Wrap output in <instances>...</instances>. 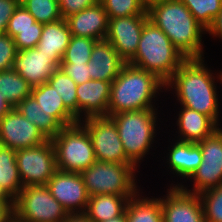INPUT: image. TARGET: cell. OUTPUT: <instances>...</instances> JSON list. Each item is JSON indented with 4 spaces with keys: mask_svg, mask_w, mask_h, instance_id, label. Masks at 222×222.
<instances>
[{
    "mask_svg": "<svg viewBox=\"0 0 222 222\" xmlns=\"http://www.w3.org/2000/svg\"><path fill=\"white\" fill-rule=\"evenodd\" d=\"M204 64V58L187 59L165 83V89H175L183 107L209 116L218 126L219 102L215 76Z\"/></svg>",
    "mask_w": 222,
    "mask_h": 222,
    "instance_id": "1",
    "label": "cell"
},
{
    "mask_svg": "<svg viewBox=\"0 0 222 222\" xmlns=\"http://www.w3.org/2000/svg\"><path fill=\"white\" fill-rule=\"evenodd\" d=\"M147 13L149 20L169 37L187 59L204 58L201 42L202 34L207 30L180 0H160L151 4Z\"/></svg>",
    "mask_w": 222,
    "mask_h": 222,
    "instance_id": "2",
    "label": "cell"
},
{
    "mask_svg": "<svg viewBox=\"0 0 222 222\" xmlns=\"http://www.w3.org/2000/svg\"><path fill=\"white\" fill-rule=\"evenodd\" d=\"M163 87L165 83L154 73L126 63L111 83L107 116L154 108L153 98Z\"/></svg>",
    "mask_w": 222,
    "mask_h": 222,
    "instance_id": "3",
    "label": "cell"
},
{
    "mask_svg": "<svg viewBox=\"0 0 222 222\" xmlns=\"http://www.w3.org/2000/svg\"><path fill=\"white\" fill-rule=\"evenodd\" d=\"M186 60L169 37L148 19L142 29L136 54L127 63L154 73L166 83Z\"/></svg>",
    "mask_w": 222,
    "mask_h": 222,
    "instance_id": "4",
    "label": "cell"
},
{
    "mask_svg": "<svg viewBox=\"0 0 222 222\" xmlns=\"http://www.w3.org/2000/svg\"><path fill=\"white\" fill-rule=\"evenodd\" d=\"M156 110V112H155ZM157 109L120 112L109 117L115 122L128 160L137 168L154 142Z\"/></svg>",
    "mask_w": 222,
    "mask_h": 222,
    "instance_id": "5",
    "label": "cell"
},
{
    "mask_svg": "<svg viewBox=\"0 0 222 222\" xmlns=\"http://www.w3.org/2000/svg\"><path fill=\"white\" fill-rule=\"evenodd\" d=\"M133 164L95 161L86 170L81 171L89 196L114 194L117 196H135L138 191L135 182Z\"/></svg>",
    "mask_w": 222,
    "mask_h": 222,
    "instance_id": "6",
    "label": "cell"
},
{
    "mask_svg": "<svg viewBox=\"0 0 222 222\" xmlns=\"http://www.w3.org/2000/svg\"><path fill=\"white\" fill-rule=\"evenodd\" d=\"M51 142L57 170L80 173L96 161L90 135L79 122L63 127Z\"/></svg>",
    "mask_w": 222,
    "mask_h": 222,
    "instance_id": "7",
    "label": "cell"
},
{
    "mask_svg": "<svg viewBox=\"0 0 222 222\" xmlns=\"http://www.w3.org/2000/svg\"><path fill=\"white\" fill-rule=\"evenodd\" d=\"M13 210L23 222H63L68 215L47 185L24 186L13 200Z\"/></svg>",
    "mask_w": 222,
    "mask_h": 222,
    "instance_id": "8",
    "label": "cell"
},
{
    "mask_svg": "<svg viewBox=\"0 0 222 222\" xmlns=\"http://www.w3.org/2000/svg\"><path fill=\"white\" fill-rule=\"evenodd\" d=\"M197 144L201 148L202 162L190 177L191 180L193 178V189H187L180 183L173 185L192 194H199L222 184V129H216Z\"/></svg>",
    "mask_w": 222,
    "mask_h": 222,
    "instance_id": "9",
    "label": "cell"
},
{
    "mask_svg": "<svg viewBox=\"0 0 222 222\" xmlns=\"http://www.w3.org/2000/svg\"><path fill=\"white\" fill-rule=\"evenodd\" d=\"M16 162L22 185H47L57 171L56 155L50 139L31 148L16 150Z\"/></svg>",
    "mask_w": 222,
    "mask_h": 222,
    "instance_id": "10",
    "label": "cell"
},
{
    "mask_svg": "<svg viewBox=\"0 0 222 222\" xmlns=\"http://www.w3.org/2000/svg\"><path fill=\"white\" fill-rule=\"evenodd\" d=\"M79 123L90 135L97 161L132 164L125 154L116 124L109 116L89 117Z\"/></svg>",
    "mask_w": 222,
    "mask_h": 222,
    "instance_id": "11",
    "label": "cell"
},
{
    "mask_svg": "<svg viewBox=\"0 0 222 222\" xmlns=\"http://www.w3.org/2000/svg\"><path fill=\"white\" fill-rule=\"evenodd\" d=\"M48 139L32 123L12 107L0 119V145L14 150L38 146Z\"/></svg>",
    "mask_w": 222,
    "mask_h": 222,
    "instance_id": "12",
    "label": "cell"
},
{
    "mask_svg": "<svg viewBox=\"0 0 222 222\" xmlns=\"http://www.w3.org/2000/svg\"><path fill=\"white\" fill-rule=\"evenodd\" d=\"M47 186L51 195L68 213L86 211L89 195L80 173L57 170L48 180Z\"/></svg>",
    "mask_w": 222,
    "mask_h": 222,
    "instance_id": "13",
    "label": "cell"
},
{
    "mask_svg": "<svg viewBox=\"0 0 222 222\" xmlns=\"http://www.w3.org/2000/svg\"><path fill=\"white\" fill-rule=\"evenodd\" d=\"M148 15L110 18L106 40L127 63L138 49L141 32Z\"/></svg>",
    "mask_w": 222,
    "mask_h": 222,
    "instance_id": "14",
    "label": "cell"
},
{
    "mask_svg": "<svg viewBox=\"0 0 222 222\" xmlns=\"http://www.w3.org/2000/svg\"><path fill=\"white\" fill-rule=\"evenodd\" d=\"M161 198L164 222H205L203 207L198 194L185 192L181 187L167 189Z\"/></svg>",
    "mask_w": 222,
    "mask_h": 222,
    "instance_id": "15",
    "label": "cell"
},
{
    "mask_svg": "<svg viewBox=\"0 0 222 222\" xmlns=\"http://www.w3.org/2000/svg\"><path fill=\"white\" fill-rule=\"evenodd\" d=\"M59 65L36 48L17 51L12 69L33 88L46 83Z\"/></svg>",
    "mask_w": 222,
    "mask_h": 222,
    "instance_id": "16",
    "label": "cell"
},
{
    "mask_svg": "<svg viewBox=\"0 0 222 222\" xmlns=\"http://www.w3.org/2000/svg\"><path fill=\"white\" fill-rule=\"evenodd\" d=\"M110 91L111 82L103 80H89L78 84L77 120L81 121V119L89 117L107 116Z\"/></svg>",
    "mask_w": 222,
    "mask_h": 222,
    "instance_id": "17",
    "label": "cell"
},
{
    "mask_svg": "<svg viewBox=\"0 0 222 222\" xmlns=\"http://www.w3.org/2000/svg\"><path fill=\"white\" fill-rule=\"evenodd\" d=\"M72 36L106 39L109 18L101 2L65 18Z\"/></svg>",
    "mask_w": 222,
    "mask_h": 222,
    "instance_id": "18",
    "label": "cell"
},
{
    "mask_svg": "<svg viewBox=\"0 0 222 222\" xmlns=\"http://www.w3.org/2000/svg\"><path fill=\"white\" fill-rule=\"evenodd\" d=\"M126 62L119 56L112 44L98 40L93 46L89 66L91 80L113 82L121 72Z\"/></svg>",
    "mask_w": 222,
    "mask_h": 222,
    "instance_id": "19",
    "label": "cell"
},
{
    "mask_svg": "<svg viewBox=\"0 0 222 222\" xmlns=\"http://www.w3.org/2000/svg\"><path fill=\"white\" fill-rule=\"evenodd\" d=\"M179 112L177 126L180 141L197 143L219 128L209 116L203 113L183 106Z\"/></svg>",
    "mask_w": 222,
    "mask_h": 222,
    "instance_id": "20",
    "label": "cell"
},
{
    "mask_svg": "<svg viewBox=\"0 0 222 222\" xmlns=\"http://www.w3.org/2000/svg\"><path fill=\"white\" fill-rule=\"evenodd\" d=\"M71 37L72 34L67 22L62 18L56 22L43 24L42 34L35 48L39 52L50 56L60 65Z\"/></svg>",
    "mask_w": 222,
    "mask_h": 222,
    "instance_id": "21",
    "label": "cell"
},
{
    "mask_svg": "<svg viewBox=\"0 0 222 222\" xmlns=\"http://www.w3.org/2000/svg\"><path fill=\"white\" fill-rule=\"evenodd\" d=\"M172 148L169 149L168 168L179 177L189 179L202 162L200 146L195 142L175 140Z\"/></svg>",
    "mask_w": 222,
    "mask_h": 222,
    "instance_id": "22",
    "label": "cell"
},
{
    "mask_svg": "<svg viewBox=\"0 0 222 222\" xmlns=\"http://www.w3.org/2000/svg\"><path fill=\"white\" fill-rule=\"evenodd\" d=\"M41 108L62 127L78 123L76 117L65 107L62 98L48 82L32 88L31 94Z\"/></svg>",
    "mask_w": 222,
    "mask_h": 222,
    "instance_id": "23",
    "label": "cell"
},
{
    "mask_svg": "<svg viewBox=\"0 0 222 222\" xmlns=\"http://www.w3.org/2000/svg\"><path fill=\"white\" fill-rule=\"evenodd\" d=\"M133 196H117L103 194L89 196L85 213L92 222H103L121 215L126 208L128 200Z\"/></svg>",
    "mask_w": 222,
    "mask_h": 222,
    "instance_id": "24",
    "label": "cell"
},
{
    "mask_svg": "<svg viewBox=\"0 0 222 222\" xmlns=\"http://www.w3.org/2000/svg\"><path fill=\"white\" fill-rule=\"evenodd\" d=\"M26 120L34 124L47 139L54 138L63 128L51 115H48L31 95L15 106Z\"/></svg>",
    "mask_w": 222,
    "mask_h": 222,
    "instance_id": "25",
    "label": "cell"
},
{
    "mask_svg": "<svg viewBox=\"0 0 222 222\" xmlns=\"http://www.w3.org/2000/svg\"><path fill=\"white\" fill-rule=\"evenodd\" d=\"M0 187L14 200L23 188L16 162V150L0 145Z\"/></svg>",
    "mask_w": 222,
    "mask_h": 222,
    "instance_id": "26",
    "label": "cell"
},
{
    "mask_svg": "<svg viewBox=\"0 0 222 222\" xmlns=\"http://www.w3.org/2000/svg\"><path fill=\"white\" fill-rule=\"evenodd\" d=\"M139 195L138 192L127 202V222H164L161 198H143Z\"/></svg>",
    "mask_w": 222,
    "mask_h": 222,
    "instance_id": "27",
    "label": "cell"
},
{
    "mask_svg": "<svg viewBox=\"0 0 222 222\" xmlns=\"http://www.w3.org/2000/svg\"><path fill=\"white\" fill-rule=\"evenodd\" d=\"M0 93L15 107L26 97L31 96L32 87L13 69L0 71Z\"/></svg>",
    "mask_w": 222,
    "mask_h": 222,
    "instance_id": "28",
    "label": "cell"
},
{
    "mask_svg": "<svg viewBox=\"0 0 222 222\" xmlns=\"http://www.w3.org/2000/svg\"><path fill=\"white\" fill-rule=\"evenodd\" d=\"M62 98L65 107L77 119V84L58 68L47 81Z\"/></svg>",
    "mask_w": 222,
    "mask_h": 222,
    "instance_id": "29",
    "label": "cell"
},
{
    "mask_svg": "<svg viewBox=\"0 0 222 222\" xmlns=\"http://www.w3.org/2000/svg\"><path fill=\"white\" fill-rule=\"evenodd\" d=\"M207 31L222 9V0H180Z\"/></svg>",
    "mask_w": 222,
    "mask_h": 222,
    "instance_id": "30",
    "label": "cell"
},
{
    "mask_svg": "<svg viewBox=\"0 0 222 222\" xmlns=\"http://www.w3.org/2000/svg\"><path fill=\"white\" fill-rule=\"evenodd\" d=\"M22 5L41 24L62 19L59 0H26Z\"/></svg>",
    "mask_w": 222,
    "mask_h": 222,
    "instance_id": "31",
    "label": "cell"
},
{
    "mask_svg": "<svg viewBox=\"0 0 222 222\" xmlns=\"http://www.w3.org/2000/svg\"><path fill=\"white\" fill-rule=\"evenodd\" d=\"M97 40L72 36L61 63L86 64L90 61L93 46Z\"/></svg>",
    "mask_w": 222,
    "mask_h": 222,
    "instance_id": "32",
    "label": "cell"
},
{
    "mask_svg": "<svg viewBox=\"0 0 222 222\" xmlns=\"http://www.w3.org/2000/svg\"><path fill=\"white\" fill-rule=\"evenodd\" d=\"M108 18L148 15L147 8L140 0H100Z\"/></svg>",
    "mask_w": 222,
    "mask_h": 222,
    "instance_id": "33",
    "label": "cell"
},
{
    "mask_svg": "<svg viewBox=\"0 0 222 222\" xmlns=\"http://www.w3.org/2000/svg\"><path fill=\"white\" fill-rule=\"evenodd\" d=\"M205 222H222V184L198 194Z\"/></svg>",
    "mask_w": 222,
    "mask_h": 222,
    "instance_id": "34",
    "label": "cell"
},
{
    "mask_svg": "<svg viewBox=\"0 0 222 222\" xmlns=\"http://www.w3.org/2000/svg\"><path fill=\"white\" fill-rule=\"evenodd\" d=\"M43 30V24L36 22V28L6 29L9 36L14 38L17 51L35 48L38 45Z\"/></svg>",
    "mask_w": 222,
    "mask_h": 222,
    "instance_id": "35",
    "label": "cell"
},
{
    "mask_svg": "<svg viewBox=\"0 0 222 222\" xmlns=\"http://www.w3.org/2000/svg\"><path fill=\"white\" fill-rule=\"evenodd\" d=\"M16 53L14 38L7 33L0 34V71L12 69Z\"/></svg>",
    "mask_w": 222,
    "mask_h": 222,
    "instance_id": "36",
    "label": "cell"
},
{
    "mask_svg": "<svg viewBox=\"0 0 222 222\" xmlns=\"http://www.w3.org/2000/svg\"><path fill=\"white\" fill-rule=\"evenodd\" d=\"M26 28H36V20L23 5H19L9 19L7 29Z\"/></svg>",
    "mask_w": 222,
    "mask_h": 222,
    "instance_id": "37",
    "label": "cell"
},
{
    "mask_svg": "<svg viewBox=\"0 0 222 222\" xmlns=\"http://www.w3.org/2000/svg\"><path fill=\"white\" fill-rule=\"evenodd\" d=\"M59 68L77 85L91 80L89 66L86 64L60 63Z\"/></svg>",
    "mask_w": 222,
    "mask_h": 222,
    "instance_id": "38",
    "label": "cell"
},
{
    "mask_svg": "<svg viewBox=\"0 0 222 222\" xmlns=\"http://www.w3.org/2000/svg\"><path fill=\"white\" fill-rule=\"evenodd\" d=\"M100 0H59L60 13L63 19L96 5Z\"/></svg>",
    "mask_w": 222,
    "mask_h": 222,
    "instance_id": "39",
    "label": "cell"
},
{
    "mask_svg": "<svg viewBox=\"0 0 222 222\" xmlns=\"http://www.w3.org/2000/svg\"><path fill=\"white\" fill-rule=\"evenodd\" d=\"M19 6L16 0H0V34L6 32L9 19Z\"/></svg>",
    "mask_w": 222,
    "mask_h": 222,
    "instance_id": "40",
    "label": "cell"
},
{
    "mask_svg": "<svg viewBox=\"0 0 222 222\" xmlns=\"http://www.w3.org/2000/svg\"><path fill=\"white\" fill-rule=\"evenodd\" d=\"M13 215V200L11 198H0V222H7Z\"/></svg>",
    "mask_w": 222,
    "mask_h": 222,
    "instance_id": "41",
    "label": "cell"
},
{
    "mask_svg": "<svg viewBox=\"0 0 222 222\" xmlns=\"http://www.w3.org/2000/svg\"><path fill=\"white\" fill-rule=\"evenodd\" d=\"M207 32L222 39V9Z\"/></svg>",
    "mask_w": 222,
    "mask_h": 222,
    "instance_id": "42",
    "label": "cell"
},
{
    "mask_svg": "<svg viewBox=\"0 0 222 222\" xmlns=\"http://www.w3.org/2000/svg\"><path fill=\"white\" fill-rule=\"evenodd\" d=\"M63 222H92L85 212L68 213Z\"/></svg>",
    "mask_w": 222,
    "mask_h": 222,
    "instance_id": "43",
    "label": "cell"
},
{
    "mask_svg": "<svg viewBox=\"0 0 222 222\" xmlns=\"http://www.w3.org/2000/svg\"><path fill=\"white\" fill-rule=\"evenodd\" d=\"M12 108V106L6 101L3 95L0 93V119Z\"/></svg>",
    "mask_w": 222,
    "mask_h": 222,
    "instance_id": "44",
    "label": "cell"
},
{
    "mask_svg": "<svg viewBox=\"0 0 222 222\" xmlns=\"http://www.w3.org/2000/svg\"><path fill=\"white\" fill-rule=\"evenodd\" d=\"M103 222H127L126 211H124L121 215L115 218H112Z\"/></svg>",
    "mask_w": 222,
    "mask_h": 222,
    "instance_id": "45",
    "label": "cell"
},
{
    "mask_svg": "<svg viewBox=\"0 0 222 222\" xmlns=\"http://www.w3.org/2000/svg\"><path fill=\"white\" fill-rule=\"evenodd\" d=\"M146 8H148L151 4L159 2L160 0H140Z\"/></svg>",
    "mask_w": 222,
    "mask_h": 222,
    "instance_id": "46",
    "label": "cell"
},
{
    "mask_svg": "<svg viewBox=\"0 0 222 222\" xmlns=\"http://www.w3.org/2000/svg\"><path fill=\"white\" fill-rule=\"evenodd\" d=\"M7 222H23L19 220L15 215H13Z\"/></svg>",
    "mask_w": 222,
    "mask_h": 222,
    "instance_id": "47",
    "label": "cell"
},
{
    "mask_svg": "<svg viewBox=\"0 0 222 222\" xmlns=\"http://www.w3.org/2000/svg\"><path fill=\"white\" fill-rule=\"evenodd\" d=\"M0 198H9L1 189L0 187Z\"/></svg>",
    "mask_w": 222,
    "mask_h": 222,
    "instance_id": "48",
    "label": "cell"
},
{
    "mask_svg": "<svg viewBox=\"0 0 222 222\" xmlns=\"http://www.w3.org/2000/svg\"><path fill=\"white\" fill-rule=\"evenodd\" d=\"M217 75H218L217 78L219 77L218 80L220 79V81L222 82V72H221V74H220V72H219V74L217 73Z\"/></svg>",
    "mask_w": 222,
    "mask_h": 222,
    "instance_id": "49",
    "label": "cell"
},
{
    "mask_svg": "<svg viewBox=\"0 0 222 222\" xmlns=\"http://www.w3.org/2000/svg\"><path fill=\"white\" fill-rule=\"evenodd\" d=\"M18 3H19V5H22L26 0H16Z\"/></svg>",
    "mask_w": 222,
    "mask_h": 222,
    "instance_id": "50",
    "label": "cell"
}]
</instances>
